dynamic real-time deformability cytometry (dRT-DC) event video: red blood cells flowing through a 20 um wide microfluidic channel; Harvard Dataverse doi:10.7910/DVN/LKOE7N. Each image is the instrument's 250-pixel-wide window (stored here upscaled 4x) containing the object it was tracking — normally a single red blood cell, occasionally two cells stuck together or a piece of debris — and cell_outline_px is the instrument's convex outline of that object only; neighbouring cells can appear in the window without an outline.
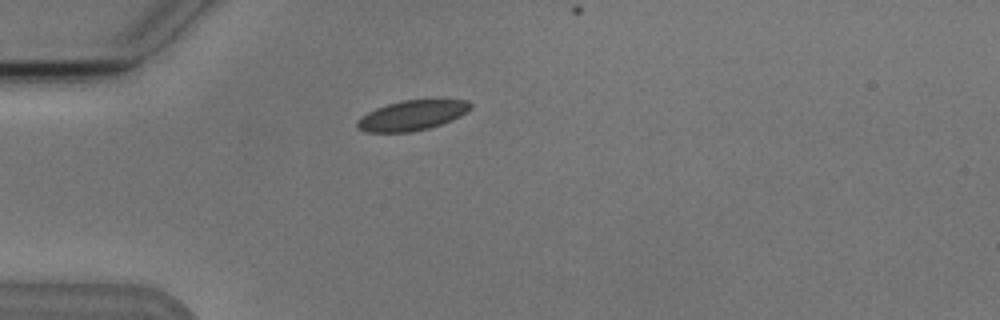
{"species": "Egyptian fruit bat (a non-hibernating species)", "species_latin": "Rousettus aegyptiacus", "temperature_condition": "cold", "stored_images_in_passage": 4, "camera_frame_rate_fps": 3000, "um_per_image_px": 0.085, "animal": {"sex": "male"}, "frame": {"image": 1, "passage_image": 2, "time_ms": 1.333, "image_size_px": [1000, 320], "cell_outline_px": [[472, 108], [460, 116], [452, 120], [428, 128], [408, 132], [368, 132], [356, 128], [356, 120], [360, 116], [376, 108], [388, 104], [404, 100], [468, 100], [472, 104]], "centroid_in_image_um": [35.0, 9.81], "position_along_channel_um": 50.0, "area_um2": 19.71}}